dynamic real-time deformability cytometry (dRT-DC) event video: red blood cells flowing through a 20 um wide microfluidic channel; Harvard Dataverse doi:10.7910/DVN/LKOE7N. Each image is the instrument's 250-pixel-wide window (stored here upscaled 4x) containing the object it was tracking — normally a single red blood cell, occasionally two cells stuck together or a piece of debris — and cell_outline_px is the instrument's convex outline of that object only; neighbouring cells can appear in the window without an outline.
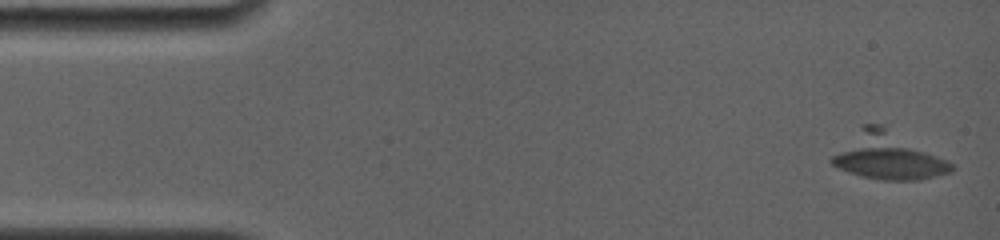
{"species": "common noctule bat (a hibernating species)", "species_latin": "Nyctalus noctula", "temperature_condition": "room temperature", "stored_images_in_passage": 14, "camera_frame_rate_fps": 4000, "um_per_image_px": 0.085, "animal": {"sex": "female", "body_mass_g": 19.0, "forearm_length_mm": 56.7}, "frame": {"image": 1, "passage_image": 1, "time_ms": 0.0, "image_size_px": [1000, 240], "cell_outline_px": [[956, 168], [952, 172], [920, 180], [884, 180], [860, 176], [848, 172], [832, 164], [828, 160], [860, 124], [880, 124], [952, 164]], "centroid_in_image_um": [75.4, 13.28], "position_along_channel_um": 9.6, "area_um2": 32.02}}
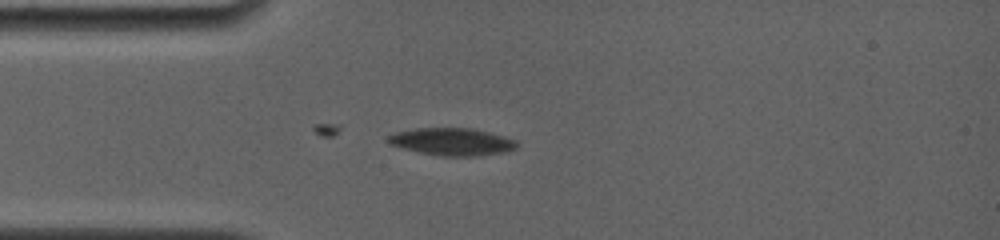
{"frame": {"image": 2, "passage_image": 10, "time_ms": 4.25, "image_size_px": [1000, 240], "cell_outline_px": [[516, 148], [504, 152], [476, 156], [440, 156], [420, 152], [404, 148], [392, 144], [388, 140], [388, 136], [396, 132], [416, 128], [472, 128], [504, 136], [516, 140]], "centroid_in_image_um": [38.45, 12.04], "position_along_channel_um": 46.6, "area_um2": 20.29}}
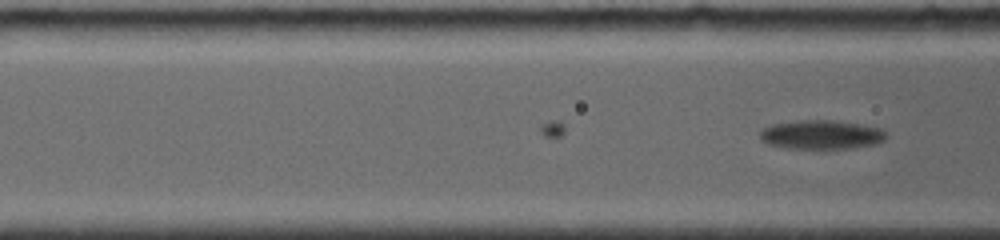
{"frame": {"image": 3, "passage_image": 14, "time_ms": 6.0, "image_size_px": [1000, 240], "cell_outline_px": [[888, 136], [884, 140], [872, 144], [852, 148], [788, 148], [768, 144], [760, 140], [760, 132], [764, 128], [772, 124], [800, 120], [832, 120], [880, 128]], "centroid_in_image_um": [69.77, 11.44], "position_along_channel_um": 96.8, "area_um2": 21.04}}